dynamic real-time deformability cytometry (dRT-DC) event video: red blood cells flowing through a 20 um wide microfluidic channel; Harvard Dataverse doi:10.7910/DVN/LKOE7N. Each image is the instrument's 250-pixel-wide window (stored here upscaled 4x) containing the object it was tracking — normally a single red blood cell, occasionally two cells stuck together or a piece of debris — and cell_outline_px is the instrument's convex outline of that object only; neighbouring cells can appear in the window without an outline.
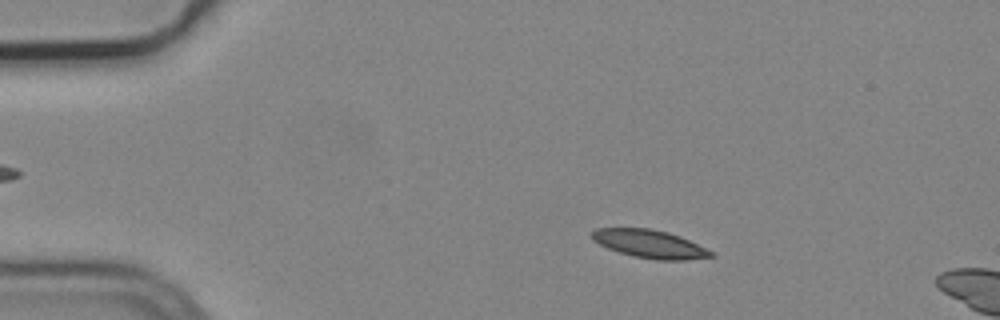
{"species": "common noctule bat (a hibernating species)", "species_latin": "Nyctalus noctula", "temperature_condition": "cold", "stored_images_in_passage": 4, "camera_frame_rate_fps": 3000, "um_per_image_px": 0.085, "animal": {"sex": "male", "body_mass_g": 19.2, "forearm_length_mm": 51.8}, "frame": {"image": 1, "passage_image": 3, "time_ms": 0.667, "image_size_px": [1000, 320], "cell_outline_px": [[716, 256], [688, 260], [656, 260], [632, 256], [608, 248], [592, 240], [588, 236], [596, 228], [652, 228], [668, 232], [680, 236], [716, 252]], "centroid_in_image_um": [55.26, 20.74], "position_along_channel_um": 29.7, "area_um2": 19.83}}